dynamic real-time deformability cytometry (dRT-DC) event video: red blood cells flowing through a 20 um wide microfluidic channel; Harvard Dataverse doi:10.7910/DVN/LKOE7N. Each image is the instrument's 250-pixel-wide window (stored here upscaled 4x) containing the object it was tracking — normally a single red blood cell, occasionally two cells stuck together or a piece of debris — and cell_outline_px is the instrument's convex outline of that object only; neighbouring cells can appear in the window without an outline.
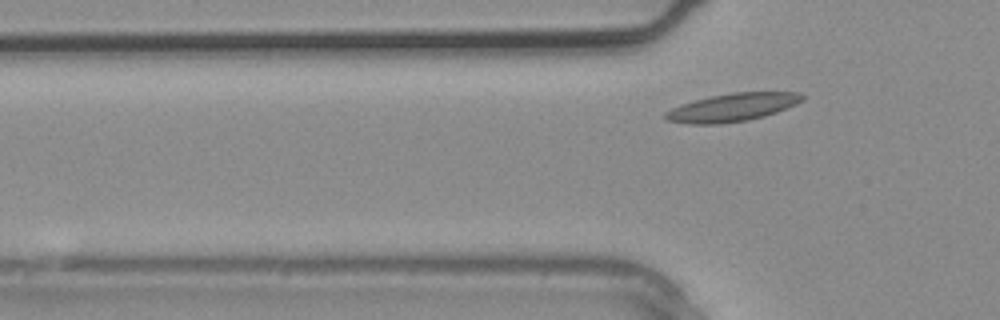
{"species": "common noctule bat (a hibernating species)", "species_latin": "Nyctalus noctula", "temperature_condition": "warm", "stored_images_in_passage": 2, "camera_frame_rate_fps": 3000, "um_per_image_px": 0.085, "animal": {"sex": "male", "body_mass_g": 20.4}, "frame": {"image": 1, "passage_image": 2, "time_ms": 0.333, "image_size_px": [1000, 320], "cell_outline_px": [[804, 100], [796, 104], [776, 112], [764, 116], [748, 120], [720, 124], [688, 124], [668, 120], [664, 116], [664, 112], [680, 104], [712, 96], [732, 92], [800, 92], [804, 96]], "centroid_in_image_um": [62.26, 9.13], "position_along_channel_um": 63.5, "area_um2": 22.31}}